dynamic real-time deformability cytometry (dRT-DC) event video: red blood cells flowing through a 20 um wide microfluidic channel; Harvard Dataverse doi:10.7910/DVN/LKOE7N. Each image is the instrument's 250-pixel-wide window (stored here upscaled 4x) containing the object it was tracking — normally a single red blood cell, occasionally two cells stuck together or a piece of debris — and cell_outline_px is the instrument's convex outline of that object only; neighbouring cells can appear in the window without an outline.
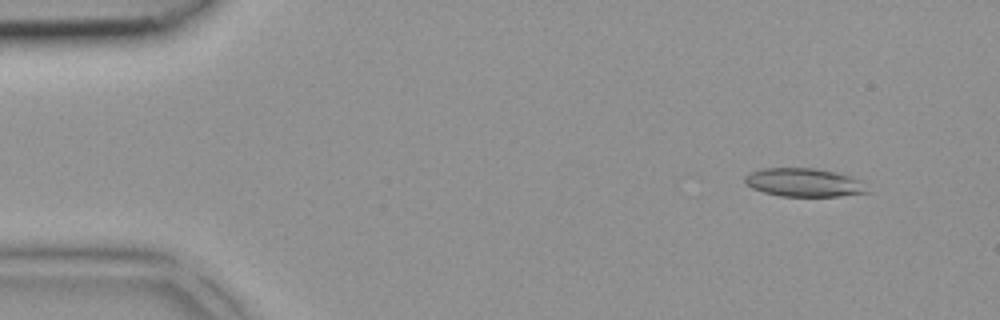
{"species": "common noctule bat (a hibernating species)", "species_latin": "Nyctalus noctula", "temperature_condition": "room temperature", "stored_images_in_passage": 4, "camera_frame_rate_fps": 3000, "um_per_image_px": 0.085, "animal": {"sex": "female", "body_mass_g": 18.4}, "frame": {"image": 1, "passage_image": 1, "time_ms": 0.0, "image_size_px": [1000, 320], "cell_outline_px": [[872, 192], [840, 196], [780, 196], [764, 192], [752, 188], [744, 184], [744, 176], [748, 172], [764, 168], [816, 168], [836, 172], [852, 176], [860, 180]], "centroid_in_image_um": [68.34, 15.51], "position_along_channel_um": 16.7, "area_um2": 20.58}}